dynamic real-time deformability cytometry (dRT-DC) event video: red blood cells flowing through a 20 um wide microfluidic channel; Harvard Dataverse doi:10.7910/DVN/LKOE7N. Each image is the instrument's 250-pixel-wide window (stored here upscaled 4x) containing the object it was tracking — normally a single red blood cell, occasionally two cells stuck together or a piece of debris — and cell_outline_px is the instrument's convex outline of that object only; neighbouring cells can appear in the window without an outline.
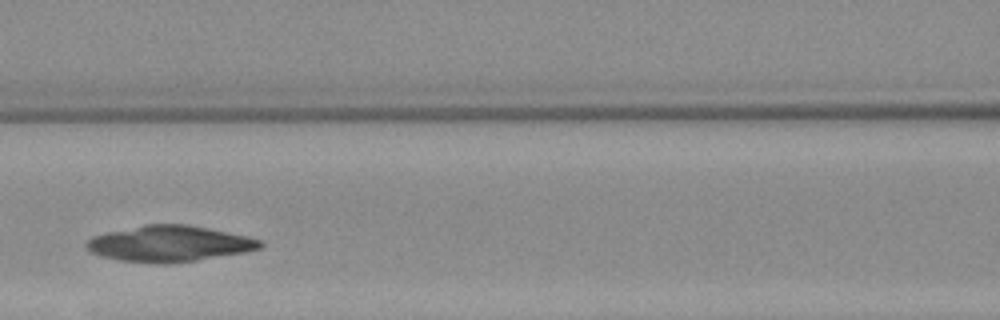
{"species": "Egyptian fruit bat (a non-hibernating species)", "species_latin": "Rousettus aegyptiacus", "temperature_condition": "warm", "stored_images_in_passage": 4, "camera_frame_rate_fps": 3000, "um_per_image_px": 0.085, "animal": {"sex": "female"}, "frame": {"image": 1, "passage_image": 4, "time_ms": 4.333, "image_size_px": [1000, 320], "cell_outline_px": [[264, 244], [260, 248], [244, 252], [196, 260], [168, 264], [160, 264], [120, 260], [100, 256], [84, 248], [84, 244], [92, 236], [108, 232], [148, 224], [184, 224], [208, 228], [244, 236], [260, 240]], "centroid_in_image_um": [14.34, 20.72], "position_along_channel_um": 152.3, "area_um2": 36.07}}